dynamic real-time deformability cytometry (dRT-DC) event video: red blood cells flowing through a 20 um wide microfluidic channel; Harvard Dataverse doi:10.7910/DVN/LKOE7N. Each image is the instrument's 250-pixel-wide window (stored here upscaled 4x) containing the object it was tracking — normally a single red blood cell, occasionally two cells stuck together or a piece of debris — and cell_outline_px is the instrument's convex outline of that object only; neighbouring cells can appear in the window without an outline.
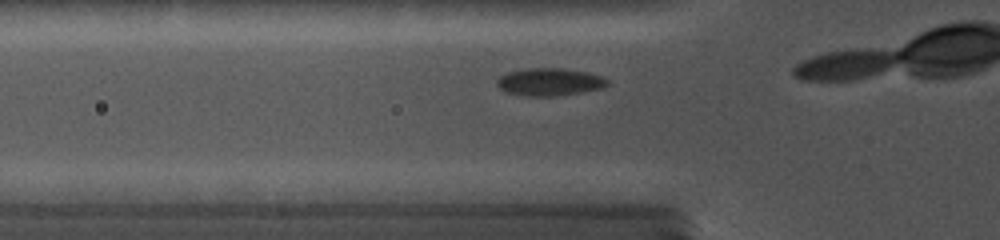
{"species": "common noctule bat (a hibernating species)", "species_latin": "Nyctalus noctula", "temperature_condition": "cold", "stored_images_in_passage": 5, "camera_frame_rate_fps": 5000, "um_per_image_px": 0.085, "animal": {"sex": "female", "body_mass_g": 19.0, "forearm_length_mm": 56.7}, "frame": {"image": 1, "passage_image": 3, "time_ms": 1.0, "image_size_px": [1000, 240], "cell_outline_px": [[608, 84], [600, 88], [576, 92], [548, 96], [532, 96], [508, 92], [500, 88], [496, 84], [496, 80], [500, 76], [508, 72], [524, 68], [564, 68], [588, 72], [604, 76], [608, 80]], "centroid_in_image_um": [46.7, 6.93], "position_along_channel_um": 79.1, "area_um2": 17.46}}